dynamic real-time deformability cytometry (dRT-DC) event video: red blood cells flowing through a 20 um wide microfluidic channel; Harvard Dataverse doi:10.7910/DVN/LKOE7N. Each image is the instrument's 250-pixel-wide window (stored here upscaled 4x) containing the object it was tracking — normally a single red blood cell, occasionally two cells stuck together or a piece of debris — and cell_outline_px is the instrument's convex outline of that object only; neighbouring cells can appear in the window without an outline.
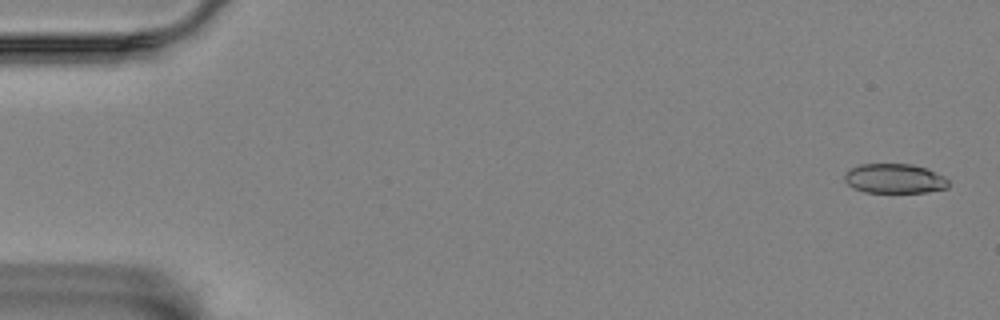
{"species": "Egyptian fruit bat (a non-hibernating species)", "species_latin": "Rousettus aegyptiacus", "temperature_condition": "room temperature", "stored_images_in_passage": 58, "camera_frame_rate_fps": 3000, "um_per_image_px": 0.085, "animal": {"sex": "female"}, "frame": {"image": 1, "passage_image": 2, "time_ms": 0.333, "image_size_px": [1000, 320], "cell_outline_px": [[948, 188], [928, 192], [864, 192], [852, 188], [844, 180], [844, 176], [848, 168], [860, 164], [912, 164], [924, 168], [944, 176], [948, 180]], "centroid_in_image_um": [76.0, 15.18], "position_along_channel_um": 9.0, "area_um2": 17.98}}
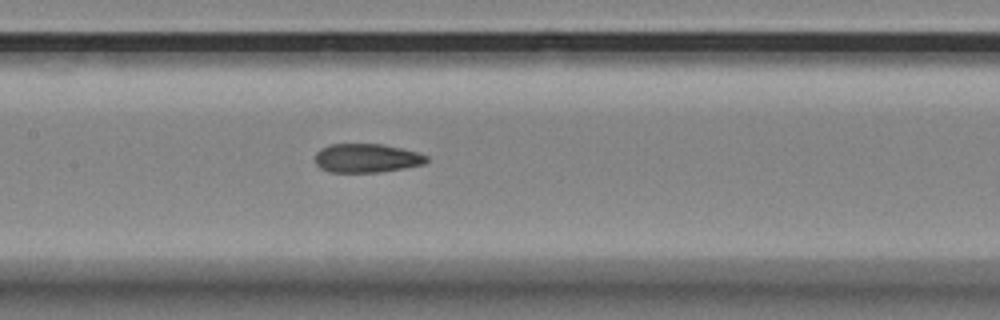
{"frame": {"image": 2, "passage_image": 28, "time_ms": 9.0, "image_size_px": [1000, 320], "cell_outline_px": [[428, 160], [424, 164], [404, 168], [380, 172], [328, 172], [320, 168], [316, 164], [316, 152], [320, 148], [332, 144], [380, 144], [400, 148], [416, 152], [428, 156]], "centroid_in_image_um": [31.15, 13.44], "position_along_channel_um": 176.3, "area_um2": 18.67}}
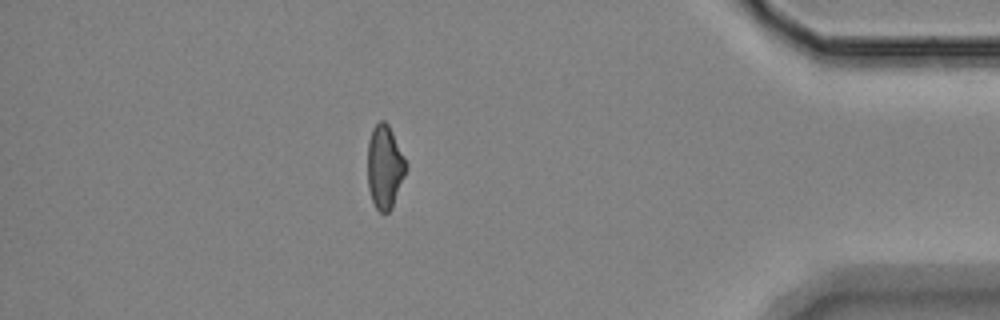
{"frame": {"image": 3, "passage_image": 51, "time_ms": 16.667, "image_size_px": [1000, 320], "cell_outline_px": [[408, 168], [392, 208], [388, 212], [380, 212], [376, 208], [372, 200], [368, 188], [368, 140], [372, 128], [380, 120], [384, 120], [388, 124], [408, 164]], "centroid_in_image_um": [32.71, 14.18], "position_along_channel_um": 402.5, "area_um2": 18.79}, "authors_computed_cell_mechanics": {"area_um2": 19.3052, "velocity_mm_per_s": 3.4579, "shape_relaxation_time_tau1_ms": null, "shape_relaxation_time_tau2_ms": 1.4967, "deformation_change_tau1": null, "deformation_change_tau2": 0.08}}